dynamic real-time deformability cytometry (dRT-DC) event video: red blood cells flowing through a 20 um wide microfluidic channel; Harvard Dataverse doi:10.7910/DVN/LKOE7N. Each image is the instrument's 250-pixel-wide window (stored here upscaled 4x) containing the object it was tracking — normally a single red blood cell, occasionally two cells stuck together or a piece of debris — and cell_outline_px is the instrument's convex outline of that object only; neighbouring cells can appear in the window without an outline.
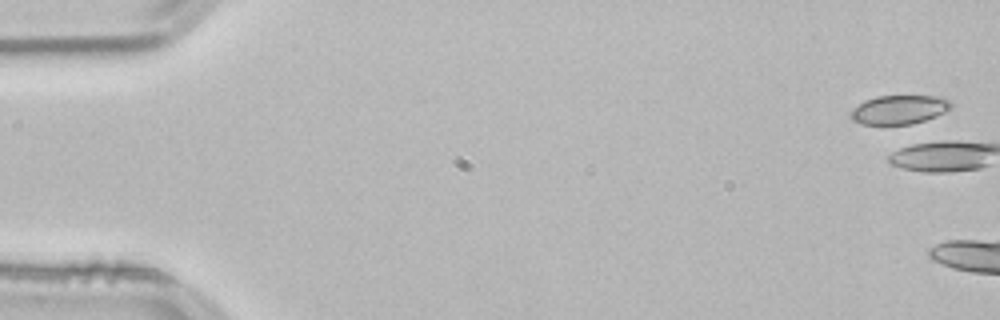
{"species": "common noctule bat (a hibernating species)", "species_latin": "Nyctalus noctula", "temperature_condition": "room temperature", "stored_images_in_passage": 3, "camera_frame_rate_fps": 3000, "um_per_image_px": 0.085, "animal": {"sex": "male", "body_mass_g": 21.5, "forearm_length_mm": 52.0}, "frame": {"image": 1, "passage_image": 1, "time_ms": 0.0, "image_size_px": [1000, 320], "cell_outline_px": [[952, 108], [936, 116], [912, 124], [860, 124], [852, 120], [848, 116], [848, 112], [852, 108], [864, 100], [876, 96], [940, 96], [948, 100], [952, 104]], "centroid_in_image_um": [76.37, 9.32], "position_along_channel_um": 8.6, "area_um2": 17.11}}